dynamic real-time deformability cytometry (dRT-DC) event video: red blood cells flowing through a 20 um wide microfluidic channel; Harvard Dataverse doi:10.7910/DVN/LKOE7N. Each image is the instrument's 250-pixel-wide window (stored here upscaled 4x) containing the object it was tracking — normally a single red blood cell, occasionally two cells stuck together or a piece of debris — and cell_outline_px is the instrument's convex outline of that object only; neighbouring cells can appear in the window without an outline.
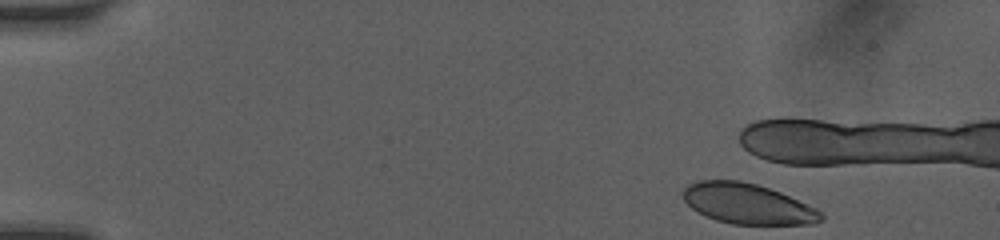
{"species": "human", "species_latin": "Homo sapiens", "temperature_condition": "room temperature", "stored_images_in_passage": 5, "camera_frame_rate_fps": 3000, "um_per_image_px": 0.085, "donor": {"sex": "female"}, "frame": {"image": 1, "passage_image": 1, "time_ms": 0.0, "image_size_px": [1000, 240], "cell_outline_px": [[824, 220], [816, 224], [732, 224], [716, 220], [692, 208], [684, 200], [684, 188], [688, 184], [696, 180], [740, 180], [756, 184], [780, 192], [816, 208], [824, 216]], "centroid_in_image_um": [63.57, 17.32], "position_along_channel_um": 21.4, "area_um2": 32.31}}